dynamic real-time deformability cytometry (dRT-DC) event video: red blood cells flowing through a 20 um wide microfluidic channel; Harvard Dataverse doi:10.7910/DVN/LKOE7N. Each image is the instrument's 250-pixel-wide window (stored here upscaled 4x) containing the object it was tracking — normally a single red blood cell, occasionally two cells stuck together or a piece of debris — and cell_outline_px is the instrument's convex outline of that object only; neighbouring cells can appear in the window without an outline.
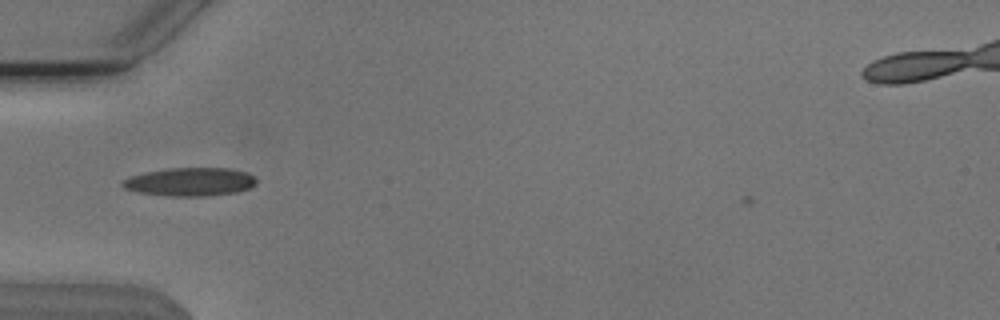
{"species": "Egyptian fruit bat (a non-hibernating species)", "species_latin": "Rousettus aegyptiacus", "temperature_condition": "cold", "stored_images_in_passage": 43, "camera_frame_rate_fps": 3000, "um_per_image_px": 0.085, "animal": {"sex": "male"}, "frame": {"image": 1, "passage_image": 8, "time_ms": 2.333, "image_size_px": [1000, 320], "cell_outline_px": [[256, 184], [248, 188], [236, 192], [208, 196], [168, 196], [136, 192], [124, 188], [120, 184], [124, 180], [132, 176], [144, 172], [172, 168], [228, 168], [244, 172], [252, 176], [256, 180]], "centroid_in_image_um": [16.13, 15.46], "position_along_channel_um": 68.9, "area_um2": 21.96}}
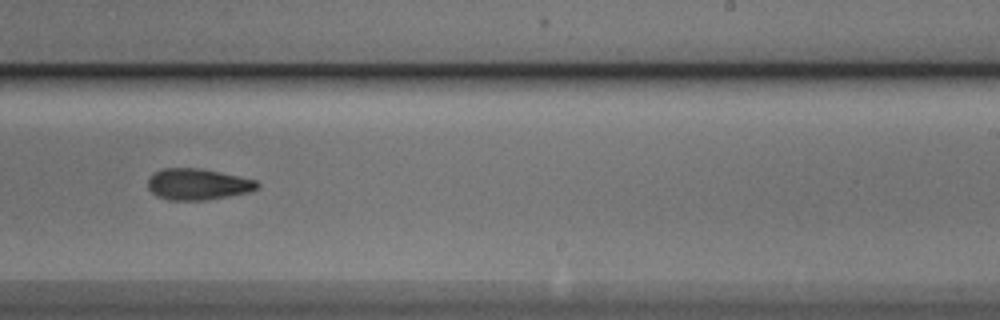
{"frame": {"image": 2, "passage_image": 24, "time_ms": 7.667, "image_size_px": [1000, 320], "cell_outline_px": [[260, 184], [256, 188], [248, 192], [228, 196], [204, 200], [168, 200], [156, 196], [148, 188], [148, 180], [156, 172], [164, 168], [200, 168], [256, 180]], "centroid_in_image_um": [16.79, 15.66], "position_along_channel_um": 272.2, "area_um2": 19.65}}
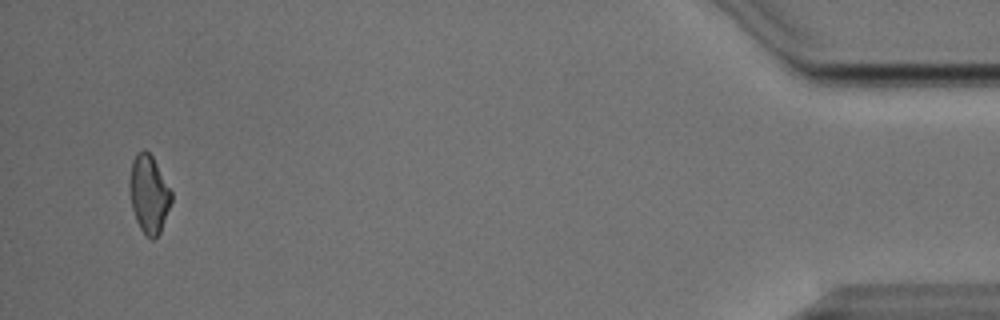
{"frame": {"image": 3, "passage_image": 42, "time_ms": 13.667, "image_size_px": [1000, 320], "cell_outline_px": [[172, 200], [160, 232], [152, 240], [140, 228], [136, 220], [132, 208], [128, 188], [128, 184], [132, 160], [136, 152], [144, 148], [152, 156], [172, 192]], "centroid_in_image_um": [12.63, 16.46], "position_along_channel_um": 422.6, "area_um2": 18.96}}